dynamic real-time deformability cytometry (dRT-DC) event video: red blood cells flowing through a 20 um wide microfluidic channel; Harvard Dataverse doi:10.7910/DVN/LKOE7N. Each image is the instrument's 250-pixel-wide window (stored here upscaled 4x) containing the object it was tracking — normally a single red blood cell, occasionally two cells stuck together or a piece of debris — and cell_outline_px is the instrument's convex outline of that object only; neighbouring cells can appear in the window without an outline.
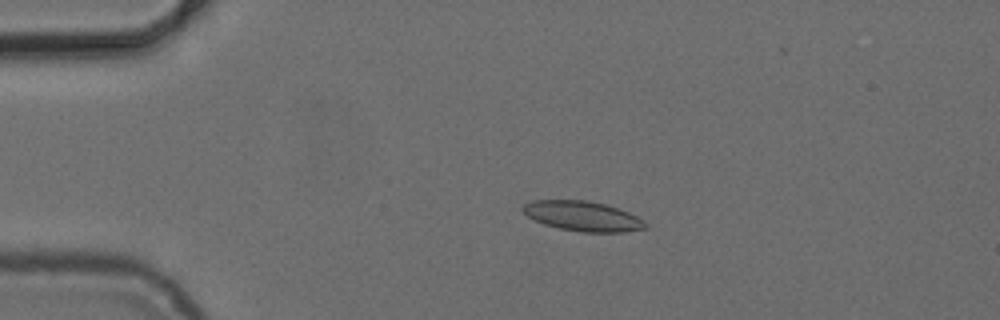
{"species": "common noctule bat (a hibernating species)", "species_latin": "Nyctalus noctula", "temperature_condition": "cold", "stored_images_in_passage": 5, "camera_frame_rate_fps": 3000, "um_per_image_px": 0.085, "animal": {"sex": "female", "body_mass_g": 24.6, "forearm_length_mm": 56.2}, "frame": {"image": 1, "passage_image": 4, "time_ms": 3.333, "image_size_px": [1000, 320], "cell_outline_px": [[648, 228], [624, 232], [580, 232], [560, 228], [544, 224], [528, 216], [520, 208], [524, 204], [532, 200], [584, 200], [604, 204], [628, 212], [636, 216], [648, 224]], "centroid_in_image_um": [49.53, 18.37], "position_along_channel_um": 35.5, "area_um2": 21.21}}